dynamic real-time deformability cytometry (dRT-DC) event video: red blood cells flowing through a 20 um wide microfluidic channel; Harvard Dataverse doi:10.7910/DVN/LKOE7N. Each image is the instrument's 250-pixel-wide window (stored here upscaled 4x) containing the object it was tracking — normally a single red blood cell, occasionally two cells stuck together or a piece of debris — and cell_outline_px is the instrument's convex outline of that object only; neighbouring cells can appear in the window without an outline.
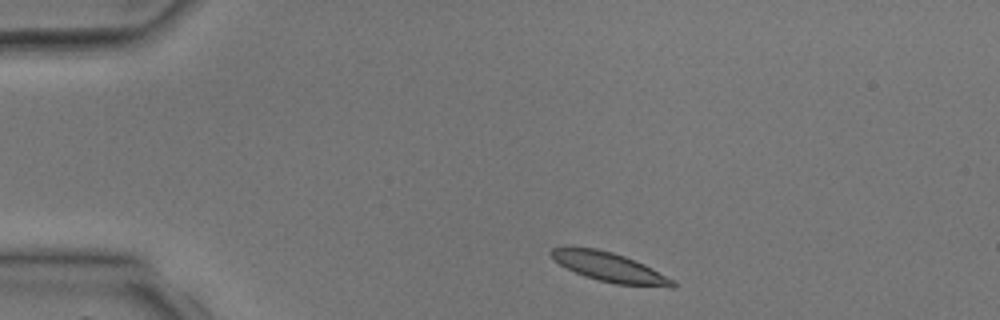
{"species": "common noctule bat (a hibernating species)", "species_latin": "Nyctalus noctula", "temperature_condition": "room temperature", "stored_images_in_passage": 2, "camera_frame_rate_fps": 3000, "um_per_image_px": 0.085, "animal": {"sex": "male", "body_mass_g": 17.9, "forearm_length_mm": 54.2}, "frame": {"image": 1, "passage_image": 1, "time_ms": 0.0, "image_size_px": [1000, 320], "cell_outline_px": [[676, 288], [672, 288], [616, 284], [584, 276], [560, 264], [548, 252], [552, 248], [596, 248], [612, 252], [636, 260], [676, 280]], "centroid_in_image_um": [51.92, 22.74], "position_along_channel_um": 33.1, "area_um2": 20.58}}